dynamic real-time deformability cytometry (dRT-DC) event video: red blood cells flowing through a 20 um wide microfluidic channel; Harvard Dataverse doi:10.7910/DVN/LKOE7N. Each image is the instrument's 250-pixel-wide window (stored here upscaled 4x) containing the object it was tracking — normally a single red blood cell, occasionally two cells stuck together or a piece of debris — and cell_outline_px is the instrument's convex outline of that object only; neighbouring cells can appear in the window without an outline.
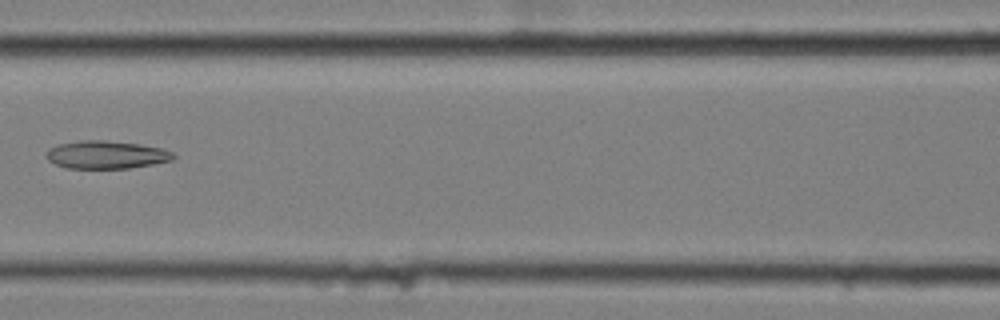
{"species": "common noctule bat (a hibernating species)", "species_latin": "Nyctalus noctula", "temperature_condition": "cold", "stored_images_in_passage": 8, "camera_frame_rate_fps": 3000, "um_per_image_px": 0.085, "animal": {"sex": "female", "body_mass_g": 25.1}, "frame": {"image": 1, "passage_image": 5, "time_ms": 1.333, "image_size_px": [1000, 320], "cell_outline_px": [[176, 156], [172, 160], [152, 164], [128, 168], [64, 168], [48, 160], [44, 156], [44, 152], [48, 148], [60, 144], [80, 140], [104, 140], [140, 144], [160, 148], [172, 152]], "centroid_in_image_um": [8.98, 13.15], "position_along_channel_um": 157.6, "area_um2": 20.69}}
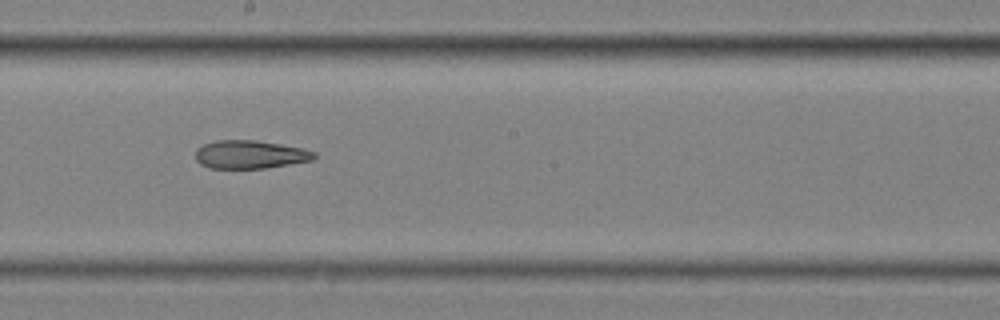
{"frame": {"image": 2, "passage_image": 7, "time_ms": 2.0, "image_size_px": [1000, 320], "cell_outline_px": [[316, 156], [312, 160], [264, 168], [212, 168], [200, 164], [196, 160], [196, 148], [204, 144], [216, 140], [256, 140], [304, 148], [316, 152]], "centroid_in_image_um": [21.25, 13.12], "position_along_channel_um": 226.9, "area_um2": 19.48}}
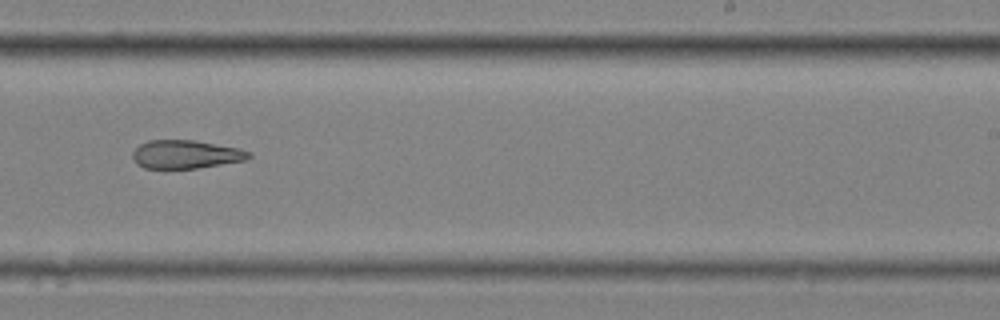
{"frame": {"image": 3, "passage_image": 8, "time_ms": 2.333, "image_size_px": [1000, 320], "cell_outline_px": [[252, 156], [244, 160], [196, 168], [144, 168], [136, 164], [132, 156], [132, 152], [140, 144], [148, 140], [196, 140], [240, 148], [252, 152]], "centroid_in_image_um": [15.79, 13.11], "position_along_channel_um": 273.2, "area_um2": 19.25}}